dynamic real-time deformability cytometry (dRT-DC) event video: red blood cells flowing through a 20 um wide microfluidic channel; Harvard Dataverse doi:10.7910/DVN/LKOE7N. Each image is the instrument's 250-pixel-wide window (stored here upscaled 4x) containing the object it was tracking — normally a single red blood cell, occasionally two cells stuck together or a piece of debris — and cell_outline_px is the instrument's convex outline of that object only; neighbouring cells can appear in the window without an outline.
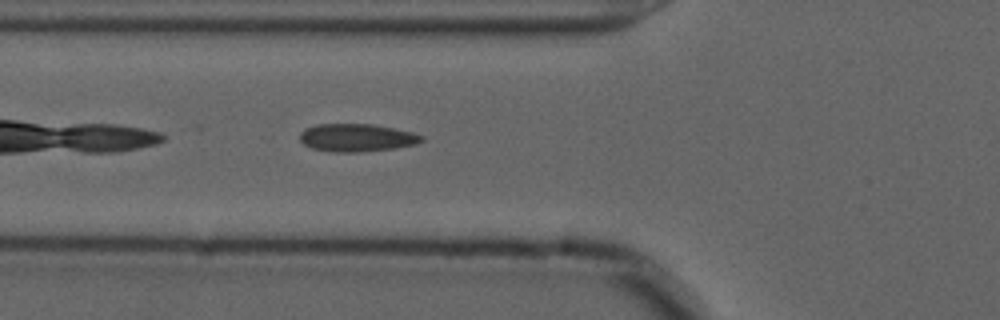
{"species": "common noctule bat (a hibernating species)", "species_latin": "Nyctalus noctula", "temperature_condition": "cold", "stored_images_in_passage": 16, "camera_frame_rate_fps": 3000, "um_per_image_px": 0.085, "animal": {"sex": "male", "forearm_length_mm": 52.5}, "frame": {"image": 1, "passage_image": 5, "time_ms": 1.333, "image_size_px": [1000, 320], "cell_outline_px": [[424, 140], [416, 144], [396, 148], [356, 152], [336, 152], [312, 148], [304, 144], [300, 140], [300, 132], [304, 128], [316, 124], [372, 124], [412, 132], [424, 136]], "centroid_in_image_um": [30.32, 11.7], "position_along_channel_um": 95.5, "area_um2": 19.71}}
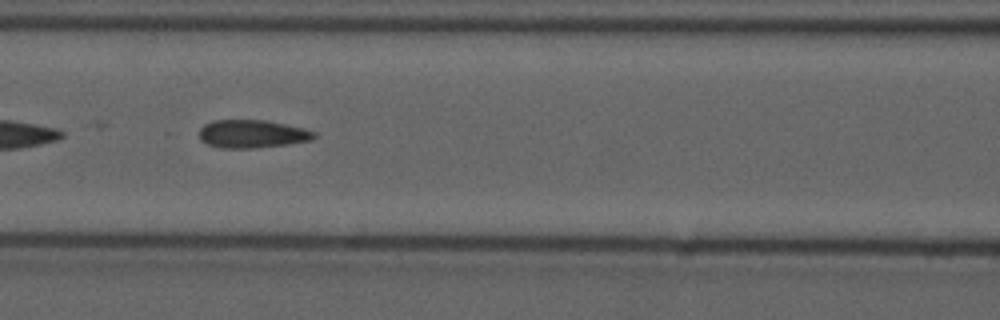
{"frame": {"image": 2, "passage_image": 9, "time_ms": 2.667, "image_size_px": [1000, 320], "cell_outline_px": [[316, 136], [312, 140], [288, 144], [252, 148], [220, 148], [208, 144], [200, 140], [200, 128], [204, 124], [212, 120], [264, 120], [304, 128], [316, 132]], "centroid_in_image_um": [21.43, 11.38], "position_along_channel_um": 145.2, "area_um2": 18.79}}